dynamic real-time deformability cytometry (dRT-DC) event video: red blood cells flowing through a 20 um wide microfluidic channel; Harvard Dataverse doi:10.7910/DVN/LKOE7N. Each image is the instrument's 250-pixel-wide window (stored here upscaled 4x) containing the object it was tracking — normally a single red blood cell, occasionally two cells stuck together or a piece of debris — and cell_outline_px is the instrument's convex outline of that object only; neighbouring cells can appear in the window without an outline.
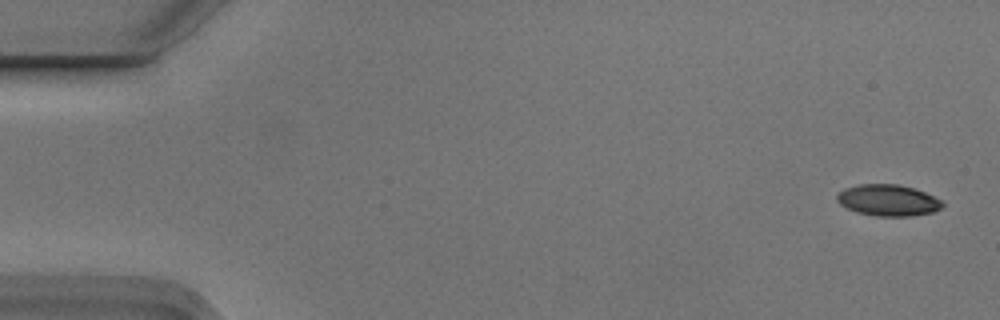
{"species": "Egyptian fruit bat (a non-hibernating species)", "species_latin": "Rousettus aegyptiacus", "temperature_condition": "cold", "stored_images_in_passage": 2, "camera_frame_rate_fps": 3000, "um_per_image_px": 0.085, "animal": {"sex": "male"}, "frame": {"image": 1, "passage_image": 2, "time_ms": 0.333, "image_size_px": [1000, 320], "cell_outline_px": [[944, 204], [940, 208], [932, 212], [912, 216], [876, 216], [856, 212], [840, 204], [836, 200], [836, 196], [844, 188], [860, 184], [896, 184], [912, 188], [924, 192], [940, 200]], "centroid_in_image_um": [75.45, 17.02], "position_along_channel_um": 9.5, "area_um2": 19.07}}